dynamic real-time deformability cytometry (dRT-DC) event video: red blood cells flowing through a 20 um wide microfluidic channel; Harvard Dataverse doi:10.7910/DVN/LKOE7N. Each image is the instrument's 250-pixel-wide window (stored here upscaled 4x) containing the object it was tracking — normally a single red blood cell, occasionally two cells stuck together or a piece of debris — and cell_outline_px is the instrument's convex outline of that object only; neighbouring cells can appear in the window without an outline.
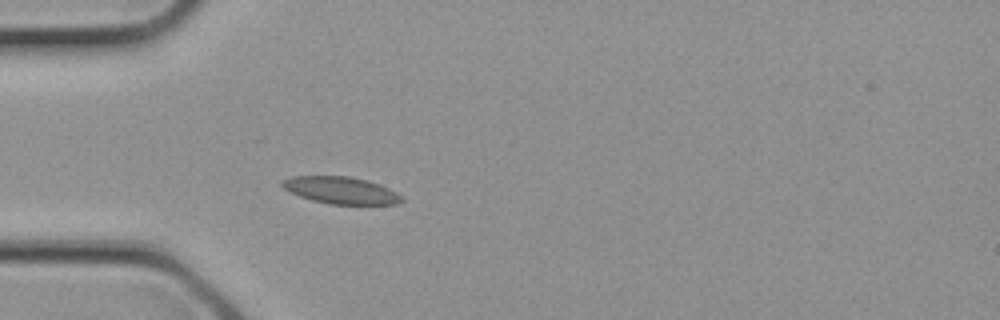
{"species": "common noctule bat (a hibernating species)", "species_latin": "Nyctalus noctula", "temperature_condition": "cold", "stored_images_in_passage": 1, "camera_frame_rate_fps": 3000, "um_per_image_px": 0.085, "animal": {"sex": "female", "body_mass_g": 21.9}, "frame": {"image": 1, "passage_image": 1, "time_ms": 0.0, "image_size_px": [1000, 320], "cell_outline_px": [[404, 200], [396, 204], [328, 204], [312, 200], [300, 196], [284, 188], [280, 184], [280, 180], [292, 176], [352, 176], [368, 180], [380, 184], [404, 196]], "centroid_in_image_um": [28.99, 16.16], "position_along_channel_um": 56.0, "area_um2": 18.96}}